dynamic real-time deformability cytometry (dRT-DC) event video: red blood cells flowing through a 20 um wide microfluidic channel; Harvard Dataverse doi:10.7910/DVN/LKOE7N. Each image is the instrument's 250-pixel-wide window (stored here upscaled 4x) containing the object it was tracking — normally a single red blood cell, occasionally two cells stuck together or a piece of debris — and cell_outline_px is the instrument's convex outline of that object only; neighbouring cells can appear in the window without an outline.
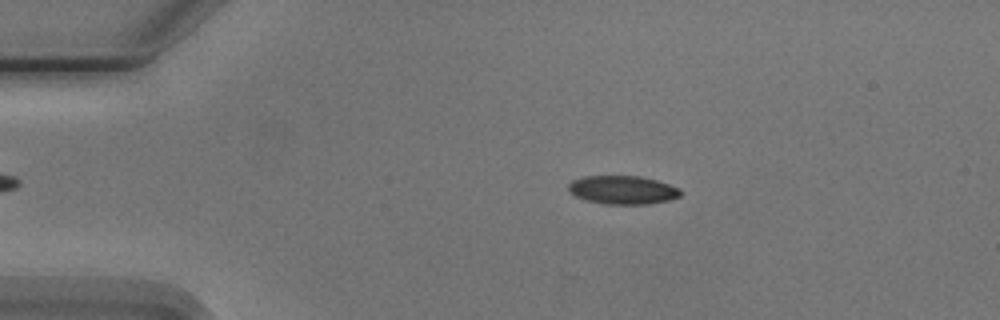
{"species": "Egyptian fruit bat (a non-hibernating species)", "species_latin": "Rousettus aegyptiacus", "temperature_condition": "cold", "stored_images_in_passage": 5, "camera_frame_rate_fps": 3000, "um_per_image_px": 0.085, "animal": {"sex": "male"}, "frame": {"image": 1, "passage_image": 2, "time_ms": 1.333, "image_size_px": [1000, 320], "cell_outline_px": [[680, 196], [668, 200], [648, 204], [604, 204], [588, 200], [576, 196], [568, 192], [568, 184], [572, 180], [584, 176], [640, 176], [656, 180], [680, 188]], "centroid_in_image_um": [52.9, 16.14], "position_along_channel_um": 32.1, "area_um2": 18.55}}